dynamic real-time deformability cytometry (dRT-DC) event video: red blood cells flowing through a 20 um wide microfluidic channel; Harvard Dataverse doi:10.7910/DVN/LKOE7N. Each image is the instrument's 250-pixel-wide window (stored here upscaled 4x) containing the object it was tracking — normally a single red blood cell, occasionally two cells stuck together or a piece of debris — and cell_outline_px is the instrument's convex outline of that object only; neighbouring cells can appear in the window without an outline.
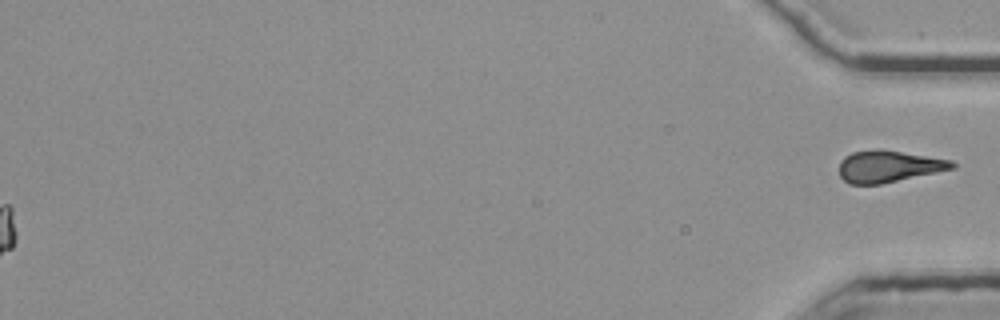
{"species": "common noctule bat (a hibernating species)", "species_latin": "Nyctalus noctula", "temperature_condition": "room temperature", "stored_images_in_passage": 43, "segment_of_instrument_passage": [2, 2], "camera_frame_rate_fps": 3000, "um_per_image_px": 0.085, "animal": {"sex": "female", "body_mass_g": 25.1}, "frame": {"image": 1, "passage_image": 43, "time_ms": 14.0, "image_size_px": [1000, 320], "cell_outline_px": [[956, 168], [880, 184], [848, 184], [840, 176], [840, 160], [844, 156], [852, 152], [876, 148], [880, 148], [952, 160], [956, 164]], "centroid_in_image_um": [75.52, 14.12], "position_along_channel_um": 359.7, "area_um2": 21.04}}